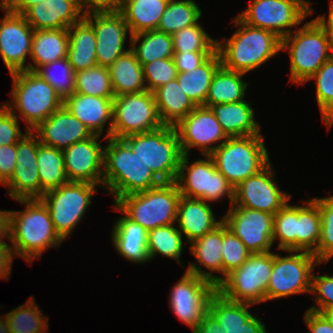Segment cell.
Listing matches in <instances>:
<instances>
[{
    "instance_id": "obj_14",
    "label": "cell",
    "mask_w": 333,
    "mask_h": 333,
    "mask_svg": "<svg viewBox=\"0 0 333 333\" xmlns=\"http://www.w3.org/2000/svg\"><path fill=\"white\" fill-rule=\"evenodd\" d=\"M162 126L153 92L145 90L114 97L111 137L123 139Z\"/></svg>"
},
{
    "instance_id": "obj_24",
    "label": "cell",
    "mask_w": 333,
    "mask_h": 333,
    "mask_svg": "<svg viewBox=\"0 0 333 333\" xmlns=\"http://www.w3.org/2000/svg\"><path fill=\"white\" fill-rule=\"evenodd\" d=\"M22 15L34 30L69 28L84 17L79 0H46L28 7Z\"/></svg>"
},
{
    "instance_id": "obj_39",
    "label": "cell",
    "mask_w": 333,
    "mask_h": 333,
    "mask_svg": "<svg viewBox=\"0 0 333 333\" xmlns=\"http://www.w3.org/2000/svg\"><path fill=\"white\" fill-rule=\"evenodd\" d=\"M37 164L40 187L43 193L57 189L69 182L65 173L62 150L39 143Z\"/></svg>"
},
{
    "instance_id": "obj_23",
    "label": "cell",
    "mask_w": 333,
    "mask_h": 333,
    "mask_svg": "<svg viewBox=\"0 0 333 333\" xmlns=\"http://www.w3.org/2000/svg\"><path fill=\"white\" fill-rule=\"evenodd\" d=\"M32 131L40 143L62 151L93 136L87 126L73 116L64 105Z\"/></svg>"
},
{
    "instance_id": "obj_56",
    "label": "cell",
    "mask_w": 333,
    "mask_h": 333,
    "mask_svg": "<svg viewBox=\"0 0 333 333\" xmlns=\"http://www.w3.org/2000/svg\"><path fill=\"white\" fill-rule=\"evenodd\" d=\"M84 14L93 12L120 11L123 0H79Z\"/></svg>"
},
{
    "instance_id": "obj_34",
    "label": "cell",
    "mask_w": 333,
    "mask_h": 333,
    "mask_svg": "<svg viewBox=\"0 0 333 333\" xmlns=\"http://www.w3.org/2000/svg\"><path fill=\"white\" fill-rule=\"evenodd\" d=\"M169 0H123L120 12L131 35L157 30Z\"/></svg>"
},
{
    "instance_id": "obj_62",
    "label": "cell",
    "mask_w": 333,
    "mask_h": 333,
    "mask_svg": "<svg viewBox=\"0 0 333 333\" xmlns=\"http://www.w3.org/2000/svg\"><path fill=\"white\" fill-rule=\"evenodd\" d=\"M10 214V210H0V245H9L5 239L11 237Z\"/></svg>"
},
{
    "instance_id": "obj_44",
    "label": "cell",
    "mask_w": 333,
    "mask_h": 333,
    "mask_svg": "<svg viewBox=\"0 0 333 333\" xmlns=\"http://www.w3.org/2000/svg\"><path fill=\"white\" fill-rule=\"evenodd\" d=\"M75 93L88 96L115 97L109 67L95 66L75 73Z\"/></svg>"
},
{
    "instance_id": "obj_8",
    "label": "cell",
    "mask_w": 333,
    "mask_h": 333,
    "mask_svg": "<svg viewBox=\"0 0 333 333\" xmlns=\"http://www.w3.org/2000/svg\"><path fill=\"white\" fill-rule=\"evenodd\" d=\"M265 146L262 134L229 137L210 156L216 169L236 188L271 162Z\"/></svg>"
},
{
    "instance_id": "obj_31",
    "label": "cell",
    "mask_w": 333,
    "mask_h": 333,
    "mask_svg": "<svg viewBox=\"0 0 333 333\" xmlns=\"http://www.w3.org/2000/svg\"><path fill=\"white\" fill-rule=\"evenodd\" d=\"M67 58L74 72L97 66L96 35L93 26L83 17L68 28Z\"/></svg>"
},
{
    "instance_id": "obj_58",
    "label": "cell",
    "mask_w": 333,
    "mask_h": 333,
    "mask_svg": "<svg viewBox=\"0 0 333 333\" xmlns=\"http://www.w3.org/2000/svg\"><path fill=\"white\" fill-rule=\"evenodd\" d=\"M14 256L11 245H0V279L6 280L11 277Z\"/></svg>"
},
{
    "instance_id": "obj_61",
    "label": "cell",
    "mask_w": 333,
    "mask_h": 333,
    "mask_svg": "<svg viewBox=\"0 0 333 333\" xmlns=\"http://www.w3.org/2000/svg\"><path fill=\"white\" fill-rule=\"evenodd\" d=\"M329 5L328 18L326 15H319L313 20L325 32L333 46V0L330 1Z\"/></svg>"
},
{
    "instance_id": "obj_52",
    "label": "cell",
    "mask_w": 333,
    "mask_h": 333,
    "mask_svg": "<svg viewBox=\"0 0 333 333\" xmlns=\"http://www.w3.org/2000/svg\"><path fill=\"white\" fill-rule=\"evenodd\" d=\"M311 293L316 294L313 305L308 310L321 313L333 310V275H316L312 273Z\"/></svg>"
},
{
    "instance_id": "obj_49",
    "label": "cell",
    "mask_w": 333,
    "mask_h": 333,
    "mask_svg": "<svg viewBox=\"0 0 333 333\" xmlns=\"http://www.w3.org/2000/svg\"><path fill=\"white\" fill-rule=\"evenodd\" d=\"M321 215V236L313 253L319 264H326L333 257V195L325 198H312Z\"/></svg>"
},
{
    "instance_id": "obj_46",
    "label": "cell",
    "mask_w": 333,
    "mask_h": 333,
    "mask_svg": "<svg viewBox=\"0 0 333 333\" xmlns=\"http://www.w3.org/2000/svg\"><path fill=\"white\" fill-rule=\"evenodd\" d=\"M35 72L55 89L63 101L75 93V72L68 58L45 64Z\"/></svg>"
},
{
    "instance_id": "obj_42",
    "label": "cell",
    "mask_w": 333,
    "mask_h": 333,
    "mask_svg": "<svg viewBox=\"0 0 333 333\" xmlns=\"http://www.w3.org/2000/svg\"><path fill=\"white\" fill-rule=\"evenodd\" d=\"M42 314L32 296L24 304L11 309L5 317L11 333H48L49 319Z\"/></svg>"
},
{
    "instance_id": "obj_63",
    "label": "cell",
    "mask_w": 333,
    "mask_h": 333,
    "mask_svg": "<svg viewBox=\"0 0 333 333\" xmlns=\"http://www.w3.org/2000/svg\"><path fill=\"white\" fill-rule=\"evenodd\" d=\"M0 333H11L5 315L3 317L0 316Z\"/></svg>"
},
{
    "instance_id": "obj_21",
    "label": "cell",
    "mask_w": 333,
    "mask_h": 333,
    "mask_svg": "<svg viewBox=\"0 0 333 333\" xmlns=\"http://www.w3.org/2000/svg\"><path fill=\"white\" fill-rule=\"evenodd\" d=\"M39 138L33 131L26 130L16 144V166L11 179L4 185L9 197L19 199H40L41 191L37 164Z\"/></svg>"
},
{
    "instance_id": "obj_3",
    "label": "cell",
    "mask_w": 333,
    "mask_h": 333,
    "mask_svg": "<svg viewBox=\"0 0 333 333\" xmlns=\"http://www.w3.org/2000/svg\"><path fill=\"white\" fill-rule=\"evenodd\" d=\"M104 142L103 190L114 195L115 203L162 183L123 139L108 137Z\"/></svg>"
},
{
    "instance_id": "obj_26",
    "label": "cell",
    "mask_w": 333,
    "mask_h": 333,
    "mask_svg": "<svg viewBox=\"0 0 333 333\" xmlns=\"http://www.w3.org/2000/svg\"><path fill=\"white\" fill-rule=\"evenodd\" d=\"M222 242L223 221L213 230L189 244V250L197 261L189 262L186 271L209 280L217 286L223 280ZM203 266L209 271L203 270ZM214 272L216 274L219 272L222 276L214 275Z\"/></svg>"
},
{
    "instance_id": "obj_33",
    "label": "cell",
    "mask_w": 333,
    "mask_h": 333,
    "mask_svg": "<svg viewBox=\"0 0 333 333\" xmlns=\"http://www.w3.org/2000/svg\"><path fill=\"white\" fill-rule=\"evenodd\" d=\"M160 119L164 125L176 126L196 105L181 90L178 80L160 86L153 91Z\"/></svg>"
},
{
    "instance_id": "obj_47",
    "label": "cell",
    "mask_w": 333,
    "mask_h": 333,
    "mask_svg": "<svg viewBox=\"0 0 333 333\" xmlns=\"http://www.w3.org/2000/svg\"><path fill=\"white\" fill-rule=\"evenodd\" d=\"M281 251H297V205L288 202L274 215L273 244Z\"/></svg>"
},
{
    "instance_id": "obj_22",
    "label": "cell",
    "mask_w": 333,
    "mask_h": 333,
    "mask_svg": "<svg viewBox=\"0 0 333 333\" xmlns=\"http://www.w3.org/2000/svg\"><path fill=\"white\" fill-rule=\"evenodd\" d=\"M101 136L76 142L63 150L65 173L69 182H86L103 187L104 147Z\"/></svg>"
},
{
    "instance_id": "obj_50",
    "label": "cell",
    "mask_w": 333,
    "mask_h": 333,
    "mask_svg": "<svg viewBox=\"0 0 333 333\" xmlns=\"http://www.w3.org/2000/svg\"><path fill=\"white\" fill-rule=\"evenodd\" d=\"M251 253L246 249L244 243L235 236L223 222L222 242V269L223 279L248 259Z\"/></svg>"
},
{
    "instance_id": "obj_11",
    "label": "cell",
    "mask_w": 333,
    "mask_h": 333,
    "mask_svg": "<svg viewBox=\"0 0 333 333\" xmlns=\"http://www.w3.org/2000/svg\"><path fill=\"white\" fill-rule=\"evenodd\" d=\"M97 186L100 187L86 182H67L45 192L40 198L47 206L55 231L63 241L85 216Z\"/></svg>"
},
{
    "instance_id": "obj_29",
    "label": "cell",
    "mask_w": 333,
    "mask_h": 333,
    "mask_svg": "<svg viewBox=\"0 0 333 333\" xmlns=\"http://www.w3.org/2000/svg\"><path fill=\"white\" fill-rule=\"evenodd\" d=\"M113 247L124 259L138 264L148 263V231L133 222L125 214L120 216L111 229Z\"/></svg>"
},
{
    "instance_id": "obj_30",
    "label": "cell",
    "mask_w": 333,
    "mask_h": 333,
    "mask_svg": "<svg viewBox=\"0 0 333 333\" xmlns=\"http://www.w3.org/2000/svg\"><path fill=\"white\" fill-rule=\"evenodd\" d=\"M209 108L228 137L261 134V126L255 120L253 107L248 101L211 105Z\"/></svg>"
},
{
    "instance_id": "obj_60",
    "label": "cell",
    "mask_w": 333,
    "mask_h": 333,
    "mask_svg": "<svg viewBox=\"0 0 333 333\" xmlns=\"http://www.w3.org/2000/svg\"><path fill=\"white\" fill-rule=\"evenodd\" d=\"M45 2L46 0H1L0 4L11 12L22 14L31 5Z\"/></svg>"
},
{
    "instance_id": "obj_43",
    "label": "cell",
    "mask_w": 333,
    "mask_h": 333,
    "mask_svg": "<svg viewBox=\"0 0 333 333\" xmlns=\"http://www.w3.org/2000/svg\"><path fill=\"white\" fill-rule=\"evenodd\" d=\"M175 226L177 225L159 226L148 231L147 250L150 261L160 254L176 260L181 265L180 256L184 247V235Z\"/></svg>"
},
{
    "instance_id": "obj_35",
    "label": "cell",
    "mask_w": 333,
    "mask_h": 333,
    "mask_svg": "<svg viewBox=\"0 0 333 333\" xmlns=\"http://www.w3.org/2000/svg\"><path fill=\"white\" fill-rule=\"evenodd\" d=\"M109 71L115 96L147 90L143 67L131 48L109 67Z\"/></svg>"
},
{
    "instance_id": "obj_10",
    "label": "cell",
    "mask_w": 333,
    "mask_h": 333,
    "mask_svg": "<svg viewBox=\"0 0 333 333\" xmlns=\"http://www.w3.org/2000/svg\"><path fill=\"white\" fill-rule=\"evenodd\" d=\"M204 157L190 165L189 155H182L175 181L181 196L202 199L208 203L227 196L231 206L234 202V187L216 169L213 158L210 155Z\"/></svg>"
},
{
    "instance_id": "obj_32",
    "label": "cell",
    "mask_w": 333,
    "mask_h": 333,
    "mask_svg": "<svg viewBox=\"0 0 333 333\" xmlns=\"http://www.w3.org/2000/svg\"><path fill=\"white\" fill-rule=\"evenodd\" d=\"M68 45V28L34 30L30 55L34 63L27 64L28 70L36 71L45 64L67 58Z\"/></svg>"
},
{
    "instance_id": "obj_53",
    "label": "cell",
    "mask_w": 333,
    "mask_h": 333,
    "mask_svg": "<svg viewBox=\"0 0 333 333\" xmlns=\"http://www.w3.org/2000/svg\"><path fill=\"white\" fill-rule=\"evenodd\" d=\"M24 136L19 119L2 103L0 105V145H12Z\"/></svg>"
},
{
    "instance_id": "obj_7",
    "label": "cell",
    "mask_w": 333,
    "mask_h": 333,
    "mask_svg": "<svg viewBox=\"0 0 333 333\" xmlns=\"http://www.w3.org/2000/svg\"><path fill=\"white\" fill-rule=\"evenodd\" d=\"M123 140L161 182L176 181L183 153L174 127L164 125Z\"/></svg>"
},
{
    "instance_id": "obj_48",
    "label": "cell",
    "mask_w": 333,
    "mask_h": 333,
    "mask_svg": "<svg viewBox=\"0 0 333 333\" xmlns=\"http://www.w3.org/2000/svg\"><path fill=\"white\" fill-rule=\"evenodd\" d=\"M171 36L174 53L217 51L218 40L211 38L199 22Z\"/></svg>"
},
{
    "instance_id": "obj_15",
    "label": "cell",
    "mask_w": 333,
    "mask_h": 333,
    "mask_svg": "<svg viewBox=\"0 0 333 333\" xmlns=\"http://www.w3.org/2000/svg\"><path fill=\"white\" fill-rule=\"evenodd\" d=\"M170 292V309L180 321L193 329L208 312L210 299L217 292V286L185 271Z\"/></svg>"
},
{
    "instance_id": "obj_18",
    "label": "cell",
    "mask_w": 333,
    "mask_h": 333,
    "mask_svg": "<svg viewBox=\"0 0 333 333\" xmlns=\"http://www.w3.org/2000/svg\"><path fill=\"white\" fill-rule=\"evenodd\" d=\"M274 215L231 205L222 221L251 253L271 252Z\"/></svg>"
},
{
    "instance_id": "obj_9",
    "label": "cell",
    "mask_w": 333,
    "mask_h": 333,
    "mask_svg": "<svg viewBox=\"0 0 333 333\" xmlns=\"http://www.w3.org/2000/svg\"><path fill=\"white\" fill-rule=\"evenodd\" d=\"M272 268L273 252L250 254L241 267L231 271L217 285V291L234 302L263 303Z\"/></svg>"
},
{
    "instance_id": "obj_51",
    "label": "cell",
    "mask_w": 333,
    "mask_h": 333,
    "mask_svg": "<svg viewBox=\"0 0 333 333\" xmlns=\"http://www.w3.org/2000/svg\"><path fill=\"white\" fill-rule=\"evenodd\" d=\"M142 67L145 85L150 92L177 79L178 71L173 58L156 60Z\"/></svg>"
},
{
    "instance_id": "obj_54",
    "label": "cell",
    "mask_w": 333,
    "mask_h": 333,
    "mask_svg": "<svg viewBox=\"0 0 333 333\" xmlns=\"http://www.w3.org/2000/svg\"><path fill=\"white\" fill-rule=\"evenodd\" d=\"M16 144L0 145V184L3 186L13 176L16 166Z\"/></svg>"
},
{
    "instance_id": "obj_38",
    "label": "cell",
    "mask_w": 333,
    "mask_h": 333,
    "mask_svg": "<svg viewBox=\"0 0 333 333\" xmlns=\"http://www.w3.org/2000/svg\"><path fill=\"white\" fill-rule=\"evenodd\" d=\"M140 40H142L141 43ZM130 48L135 52L142 66L156 60L173 58L174 54L172 36L158 30L131 35Z\"/></svg>"
},
{
    "instance_id": "obj_59",
    "label": "cell",
    "mask_w": 333,
    "mask_h": 333,
    "mask_svg": "<svg viewBox=\"0 0 333 333\" xmlns=\"http://www.w3.org/2000/svg\"><path fill=\"white\" fill-rule=\"evenodd\" d=\"M192 333H226L216 318L208 311L202 322L197 324Z\"/></svg>"
},
{
    "instance_id": "obj_6",
    "label": "cell",
    "mask_w": 333,
    "mask_h": 333,
    "mask_svg": "<svg viewBox=\"0 0 333 333\" xmlns=\"http://www.w3.org/2000/svg\"><path fill=\"white\" fill-rule=\"evenodd\" d=\"M288 51L290 82L305 84L333 55V46L325 32L310 20L281 39V51Z\"/></svg>"
},
{
    "instance_id": "obj_19",
    "label": "cell",
    "mask_w": 333,
    "mask_h": 333,
    "mask_svg": "<svg viewBox=\"0 0 333 333\" xmlns=\"http://www.w3.org/2000/svg\"><path fill=\"white\" fill-rule=\"evenodd\" d=\"M5 14L0 19V55L10 74L28 70L25 65L31 55L34 29L22 14L14 13L0 4Z\"/></svg>"
},
{
    "instance_id": "obj_13",
    "label": "cell",
    "mask_w": 333,
    "mask_h": 333,
    "mask_svg": "<svg viewBox=\"0 0 333 333\" xmlns=\"http://www.w3.org/2000/svg\"><path fill=\"white\" fill-rule=\"evenodd\" d=\"M281 256L273 252L272 274L266 290V301L295 294H311L312 273L320 265L313 253L285 251Z\"/></svg>"
},
{
    "instance_id": "obj_41",
    "label": "cell",
    "mask_w": 333,
    "mask_h": 333,
    "mask_svg": "<svg viewBox=\"0 0 333 333\" xmlns=\"http://www.w3.org/2000/svg\"><path fill=\"white\" fill-rule=\"evenodd\" d=\"M201 16L202 11L194 0H169L157 30L173 35L183 28L197 24Z\"/></svg>"
},
{
    "instance_id": "obj_12",
    "label": "cell",
    "mask_w": 333,
    "mask_h": 333,
    "mask_svg": "<svg viewBox=\"0 0 333 333\" xmlns=\"http://www.w3.org/2000/svg\"><path fill=\"white\" fill-rule=\"evenodd\" d=\"M311 5L309 0H252L238 17L250 26L272 31L282 39L312 15Z\"/></svg>"
},
{
    "instance_id": "obj_37",
    "label": "cell",
    "mask_w": 333,
    "mask_h": 333,
    "mask_svg": "<svg viewBox=\"0 0 333 333\" xmlns=\"http://www.w3.org/2000/svg\"><path fill=\"white\" fill-rule=\"evenodd\" d=\"M244 75V73L228 70L221 65L213 75L205 106L245 100L249 82L242 80Z\"/></svg>"
},
{
    "instance_id": "obj_27",
    "label": "cell",
    "mask_w": 333,
    "mask_h": 333,
    "mask_svg": "<svg viewBox=\"0 0 333 333\" xmlns=\"http://www.w3.org/2000/svg\"><path fill=\"white\" fill-rule=\"evenodd\" d=\"M251 306L228 300L217 291L210 299L208 311L226 333H268L260 317L249 312Z\"/></svg>"
},
{
    "instance_id": "obj_25",
    "label": "cell",
    "mask_w": 333,
    "mask_h": 333,
    "mask_svg": "<svg viewBox=\"0 0 333 333\" xmlns=\"http://www.w3.org/2000/svg\"><path fill=\"white\" fill-rule=\"evenodd\" d=\"M114 97L88 96L74 93L63 101V105L69 112L84 123L93 135L102 137L104 127L106 135L104 139L111 137L113 122Z\"/></svg>"
},
{
    "instance_id": "obj_45",
    "label": "cell",
    "mask_w": 333,
    "mask_h": 333,
    "mask_svg": "<svg viewBox=\"0 0 333 333\" xmlns=\"http://www.w3.org/2000/svg\"><path fill=\"white\" fill-rule=\"evenodd\" d=\"M315 80L316 100L323 123L333 125V55L307 81Z\"/></svg>"
},
{
    "instance_id": "obj_2",
    "label": "cell",
    "mask_w": 333,
    "mask_h": 333,
    "mask_svg": "<svg viewBox=\"0 0 333 333\" xmlns=\"http://www.w3.org/2000/svg\"><path fill=\"white\" fill-rule=\"evenodd\" d=\"M232 22L239 26L237 30L230 38L217 41L224 68L246 74L281 51V38L272 31L250 26L238 16Z\"/></svg>"
},
{
    "instance_id": "obj_28",
    "label": "cell",
    "mask_w": 333,
    "mask_h": 333,
    "mask_svg": "<svg viewBox=\"0 0 333 333\" xmlns=\"http://www.w3.org/2000/svg\"><path fill=\"white\" fill-rule=\"evenodd\" d=\"M215 218L210 203L198 198L180 197L176 223L189 244L222 222V219L217 221Z\"/></svg>"
},
{
    "instance_id": "obj_17",
    "label": "cell",
    "mask_w": 333,
    "mask_h": 333,
    "mask_svg": "<svg viewBox=\"0 0 333 333\" xmlns=\"http://www.w3.org/2000/svg\"><path fill=\"white\" fill-rule=\"evenodd\" d=\"M271 162L234 188L233 205L275 215L292 196L280 190Z\"/></svg>"
},
{
    "instance_id": "obj_20",
    "label": "cell",
    "mask_w": 333,
    "mask_h": 333,
    "mask_svg": "<svg viewBox=\"0 0 333 333\" xmlns=\"http://www.w3.org/2000/svg\"><path fill=\"white\" fill-rule=\"evenodd\" d=\"M93 26L96 35V63L110 67L126 49L127 34L130 30L120 11L93 12L84 14ZM129 32V33H128Z\"/></svg>"
},
{
    "instance_id": "obj_4",
    "label": "cell",
    "mask_w": 333,
    "mask_h": 333,
    "mask_svg": "<svg viewBox=\"0 0 333 333\" xmlns=\"http://www.w3.org/2000/svg\"><path fill=\"white\" fill-rule=\"evenodd\" d=\"M10 75V96L13 99L3 104L18 119L21 117L26 122V130L32 131L63 106V100L55 89L35 71L25 70Z\"/></svg>"
},
{
    "instance_id": "obj_1",
    "label": "cell",
    "mask_w": 333,
    "mask_h": 333,
    "mask_svg": "<svg viewBox=\"0 0 333 333\" xmlns=\"http://www.w3.org/2000/svg\"><path fill=\"white\" fill-rule=\"evenodd\" d=\"M16 201L26 208L10 210L11 247L15 257L20 256L31 264L49 248L60 247L63 240L56 233L49 210L41 199Z\"/></svg>"
},
{
    "instance_id": "obj_16",
    "label": "cell",
    "mask_w": 333,
    "mask_h": 333,
    "mask_svg": "<svg viewBox=\"0 0 333 333\" xmlns=\"http://www.w3.org/2000/svg\"><path fill=\"white\" fill-rule=\"evenodd\" d=\"M174 128L184 155H190L191 148L200 149L203 156L210 155L229 138L212 110L204 105L196 106Z\"/></svg>"
},
{
    "instance_id": "obj_36",
    "label": "cell",
    "mask_w": 333,
    "mask_h": 333,
    "mask_svg": "<svg viewBox=\"0 0 333 333\" xmlns=\"http://www.w3.org/2000/svg\"><path fill=\"white\" fill-rule=\"evenodd\" d=\"M220 66L221 58L218 51H216L203 64L192 71L178 72L177 80L181 90L196 106H205L213 75Z\"/></svg>"
},
{
    "instance_id": "obj_55",
    "label": "cell",
    "mask_w": 333,
    "mask_h": 333,
    "mask_svg": "<svg viewBox=\"0 0 333 333\" xmlns=\"http://www.w3.org/2000/svg\"><path fill=\"white\" fill-rule=\"evenodd\" d=\"M215 52L174 53L173 60L178 72L192 71L203 64Z\"/></svg>"
},
{
    "instance_id": "obj_57",
    "label": "cell",
    "mask_w": 333,
    "mask_h": 333,
    "mask_svg": "<svg viewBox=\"0 0 333 333\" xmlns=\"http://www.w3.org/2000/svg\"><path fill=\"white\" fill-rule=\"evenodd\" d=\"M304 323H306L310 333H333L332 326L321 313L306 310Z\"/></svg>"
},
{
    "instance_id": "obj_64",
    "label": "cell",
    "mask_w": 333,
    "mask_h": 333,
    "mask_svg": "<svg viewBox=\"0 0 333 333\" xmlns=\"http://www.w3.org/2000/svg\"><path fill=\"white\" fill-rule=\"evenodd\" d=\"M321 314L329 321L330 325L333 328V310H327L321 312Z\"/></svg>"
},
{
    "instance_id": "obj_40",
    "label": "cell",
    "mask_w": 333,
    "mask_h": 333,
    "mask_svg": "<svg viewBox=\"0 0 333 333\" xmlns=\"http://www.w3.org/2000/svg\"><path fill=\"white\" fill-rule=\"evenodd\" d=\"M306 201L297 205V251L314 253L321 236V215L313 199Z\"/></svg>"
},
{
    "instance_id": "obj_5",
    "label": "cell",
    "mask_w": 333,
    "mask_h": 333,
    "mask_svg": "<svg viewBox=\"0 0 333 333\" xmlns=\"http://www.w3.org/2000/svg\"><path fill=\"white\" fill-rule=\"evenodd\" d=\"M180 197L175 181L162 182L157 187L125 195L112 206L149 231L177 221Z\"/></svg>"
}]
</instances>
